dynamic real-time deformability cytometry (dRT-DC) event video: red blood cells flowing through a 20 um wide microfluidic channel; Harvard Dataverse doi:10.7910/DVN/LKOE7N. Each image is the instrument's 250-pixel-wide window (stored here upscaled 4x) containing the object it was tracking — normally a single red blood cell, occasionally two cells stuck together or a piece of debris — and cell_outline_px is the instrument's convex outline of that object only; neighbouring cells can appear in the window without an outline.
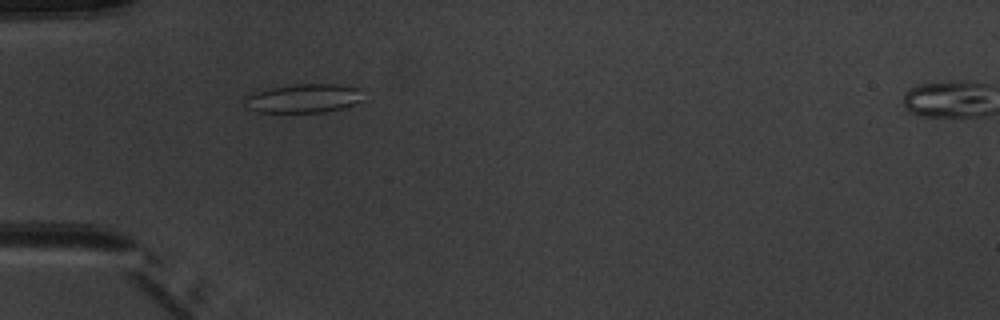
{"species": "common noctule bat (a hibernating species)", "species_latin": "Nyctalus noctula", "temperature_condition": "warm", "stored_images_in_passage": 2, "camera_frame_rate_fps": 3000, "um_per_image_px": 0.085, "animal": {"sex": "male", "body_mass_g": 20.1, "forearm_length_mm": 53.5}, "frame": {"image": 1, "passage_image": 2, "time_ms": 1.333, "image_size_px": [1000, 320], "cell_outline_px": [[364, 100], [344, 108], [324, 112], [260, 112], [244, 108], [244, 96], [256, 92], [272, 88], [300, 84], [336, 84], [356, 88]], "centroid_in_image_um": [25.76, 8.38], "position_along_channel_um": 59.2, "area_um2": 19.77}}